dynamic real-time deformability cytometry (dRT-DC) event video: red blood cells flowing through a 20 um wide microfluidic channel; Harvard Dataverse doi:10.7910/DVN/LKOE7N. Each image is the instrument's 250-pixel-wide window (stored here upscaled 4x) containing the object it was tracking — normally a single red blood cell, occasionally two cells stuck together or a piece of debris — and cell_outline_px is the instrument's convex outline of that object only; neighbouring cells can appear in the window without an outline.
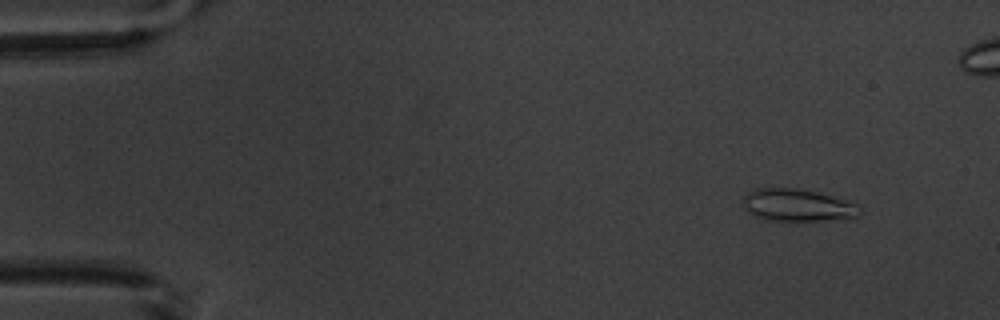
{"species": "common noctule bat (a hibernating species)", "species_latin": "Nyctalus noctula", "temperature_condition": "warm", "stored_images_in_passage": 5, "camera_frame_rate_fps": 3000, "um_per_image_px": 0.085, "animal": {"sex": "male", "body_mass_g": 20.1, "forearm_length_mm": 53.5}, "frame": {"image": 1, "passage_image": 1, "time_ms": 0.0, "image_size_px": [1000, 320], "cell_outline_px": [[860, 216], [796, 224], [764, 220], [748, 212], [744, 208], [744, 196], [748, 192], [756, 188], [796, 188], [816, 192], [852, 204], [860, 212]], "centroid_in_image_um": [67.67, 17.5], "position_along_channel_um": 17.3, "area_um2": 22.2}}